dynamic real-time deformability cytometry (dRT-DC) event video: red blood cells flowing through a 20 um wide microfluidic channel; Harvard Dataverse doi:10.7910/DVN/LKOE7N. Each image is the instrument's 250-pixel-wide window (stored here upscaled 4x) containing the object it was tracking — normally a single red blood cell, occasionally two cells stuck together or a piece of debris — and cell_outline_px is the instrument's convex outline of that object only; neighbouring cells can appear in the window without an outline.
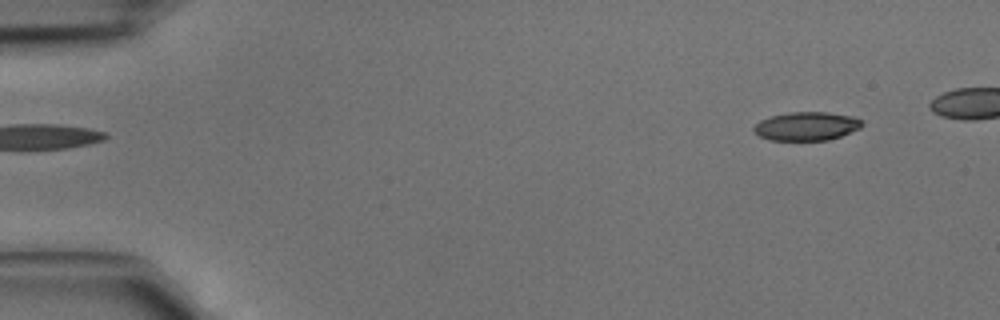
{"species": "common noctule bat (a hibernating species)", "species_latin": "Nyctalus noctula", "temperature_condition": "cold", "stored_images_in_passage": 6, "camera_frame_rate_fps": 3000, "um_per_image_px": 0.085, "animal": {"sex": "male", "body_mass_g": 15.6}, "frame": {"image": 1, "passage_image": 1, "time_ms": 0.0, "image_size_px": [1000, 320], "cell_outline_px": [[864, 124], [860, 128], [840, 136], [828, 140], [768, 140], [760, 136], [752, 128], [760, 120], [772, 116], [788, 112], [828, 112], [852, 116], [860, 120]], "centroid_in_image_um": [68.55, 10.72], "position_along_channel_um": 16.4, "area_um2": 17.92}}